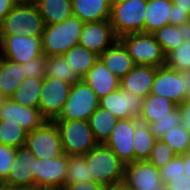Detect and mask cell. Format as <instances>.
<instances>
[{
	"label": "cell",
	"instance_id": "obj_1",
	"mask_svg": "<svg viewBox=\"0 0 190 190\" xmlns=\"http://www.w3.org/2000/svg\"><path fill=\"white\" fill-rule=\"evenodd\" d=\"M83 157L94 182L104 187L123 183L125 163L106 144H97Z\"/></svg>",
	"mask_w": 190,
	"mask_h": 190
},
{
	"label": "cell",
	"instance_id": "obj_2",
	"mask_svg": "<svg viewBox=\"0 0 190 190\" xmlns=\"http://www.w3.org/2000/svg\"><path fill=\"white\" fill-rule=\"evenodd\" d=\"M84 22L77 16L71 15L65 21L45 25L42 34V51L48 56L63 55L79 43Z\"/></svg>",
	"mask_w": 190,
	"mask_h": 190
},
{
	"label": "cell",
	"instance_id": "obj_3",
	"mask_svg": "<svg viewBox=\"0 0 190 190\" xmlns=\"http://www.w3.org/2000/svg\"><path fill=\"white\" fill-rule=\"evenodd\" d=\"M45 23L34 3H17L0 22V35L42 36Z\"/></svg>",
	"mask_w": 190,
	"mask_h": 190
},
{
	"label": "cell",
	"instance_id": "obj_4",
	"mask_svg": "<svg viewBox=\"0 0 190 190\" xmlns=\"http://www.w3.org/2000/svg\"><path fill=\"white\" fill-rule=\"evenodd\" d=\"M148 0H119L111 5L110 23L119 38L129 33L144 32Z\"/></svg>",
	"mask_w": 190,
	"mask_h": 190
},
{
	"label": "cell",
	"instance_id": "obj_5",
	"mask_svg": "<svg viewBox=\"0 0 190 190\" xmlns=\"http://www.w3.org/2000/svg\"><path fill=\"white\" fill-rule=\"evenodd\" d=\"M128 51L135 65L165 66L166 56L154 34L129 33L118 38Z\"/></svg>",
	"mask_w": 190,
	"mask_h": 190
},
{
	"label": "cell",
	"instance_id": "obj_6",
	"mask_svg": "<svg viewBox=\"0 0 190 190\" xmlns=\"http://www.w3.org/2000/svg\"><path fill=\"white\" fill-rule=\"evenodd\" d=\"M61 134L64 154L68 156H84L98 143L84 120H54Z\"/></svg>",
	"mask_w": 190,
	"mask_h": 190
},
{
	"label": "cell",
	"instance_id": "obj_7",
	"mask_svg": "<svg viewBox=\"0 0 190 190\" xmlns=\"http://www.w3.org/2000/svg\"><path fill=\"white\" fill-rule=\"evenodd\" d=\"M150 94L165 97L180 105L190 97V70L175 71L166 65L158 67Z\"/></svg>",
	"mask_w": 190,
	"mask_h": 190
},
{
	"label": "cell",
	"instance_id": "obj_8",
	"mask_svg": "<svg viewBox=\"0 0 190 190\" xmlns=\"http://www.w3.org/2000/svg\"><path fill=\"white\" fill-rule=\"evenodd\" d=\"M99 98L92 88L83 80L72 84L70 94L63 110L55 120H84L99 107Z\"/></svg>",
	"mask_w": 190,
	"mask_h": 190
},
{
	"label": "cell",
	"instance_id": "obj_9",
	"mask_svg": "<svg viewBox=\"0 0 190 190\" xmlns=\"http://www.w3.org/2000/svg\"><path fill=\"white\" fill-rule=\"evenodd\" d=\"M25 146L40 160L57 158L64 154L61 134L54 121H45L27 133Z\"/></svg>",
	"mask_w": 190,
	"mask_h": 190
},
{
	"label": "cell",
	"instance_id": "obj_10",
	"mask_svg": "<svg viewBox=\"0 0 190 190\" xmlns=\"http://www.w3.org/2000/svg\"><path fill=\"white\" fill-rule=\"evenodd\" d=\"M44 55L42 36L0 35V56L15 63H25Z\"/></svg>",
	"mask_w": 190,
	"mask_h": 190
},
{
	"label": "cell",
	"instance_id": "obj_11",
	"mask_svg": "<svg viewBox=\"0 0 190 190\" xmlns=\"http://www.w3.org/2000/svg\"><path fill=\"white\" fill-rule=\"evenodd\" d=\"M71 87V83L55 78H44L38 109L47 121H54L59 117Z\"/></svg>",
	"mask_w": 190,
	"mask_h": 190
},
{
	"label": "cell",
	"instance_id": "obj_12",
	"mask_svg": "<svg viewBox=\"0 0 190 190\" xmlns=\"http://www.w3.org/2000/svg\"><path fill=\"white\" fill-rule=\"evenodd\" d=\"M69 156L40 160L35 157V190H60L66 181Z\"/></svg>",
	"mask_w": 190,
	"mask_h": 190
},
{
	"label": "cell",
	"instance_id": "obj_13",
	"mask_svg": "<svg viewBox=\"0 0 190 190\" xmlns=\"http://www.w3.org/2000/svg\"><path fill=\"white\" fill-rule=\"evenodd\" d=\"M2 185L7 189H35V156L25 145L17 148Z\"/></svg>",
	"mask_w": 190,
	"mask_h": 190
},
{
	"label": "cell",
	"instance_id": "obj_14",
	"mask_svg": "<svg viewBox=\"0 0 190 190\" xmlns=\"http://www.w3.org/2000/svg\"><path fill=\"white\" fill-rule=\"evenodd\" d=\"M123 183L130 190H162L160 170L147 160L125 164Z\"/></svg>",
	"mask_w": 190,
	"mask_h": 190
},
{
	"label": "cell",
	"instance_id": "obj_15",
	"mask_svg": "<svg viewBox=\"0 0 190 190\" xmlns=\"http://www.w3.org/2000/svg\"><path fill=\"white\" fill-rule=\"evenodd\" d=\"M143 98L128 93L120 87L99 100V107L112 113L118 120L139 119L142 112Z\"/></svg>",
	"mask_w": 190,
	"mask_h": 190
},
{
	"label": "cell",
	"instance_id": "obj_16",
	"mask_svg": "<svg viewBox=\"0 0 190 190\" xmlns=\"http://www.w3.org/2000/svg\"><path fill=\"white\" fill-rule=\"evenodd\" d=\"M139 119L128 118L117 120L113 128L110 139L106 145L118 156L125 164L135 161L133 149V135Z\"/></svg>",
	"mask_w": 190,
	"mask_h": 190
},
{
	"label": "cell",
	"instance_id": "obj_17",
	"mask_svg": "<svg viewBox=\"0 0 190 190\" xmlns=\"http://www.w3.org/2000/svg\"><path fill=\"white\" fill-rule=\"evenodd\" d=\"M117 39L110 20L87 22L83 25L78 44L100 55Z\"/></svg>",
	"mask_w": 190,
	"mask_h": 190
},
{
	"label": "cell",
	"instance_id": "obj_18",
	"mask_svg": "<svg viewBox=\"0 0 190 190\" xmlns=\"http://www.w3.org/2000/svg\"><path fill=\"white\" fill-rule=\"evenodd\" d=\"M0 120H8L21 126L27 133L47 121L38 108L26 107L7 98L0 106Z\"/></svg>",
	"mask_w": 190,
	"mask_h": 190
},
{
	"label": "cell",
	"instance_id": "obj_19",
	"mask_svg": "<svg viewBox=\"0 0 190 190\" xmlns=\"http://www.w3.org/2000/svg\"><path fill=\"white\" fill-rule=\"evenodd\" d=\"M158 67L148 65H134V67L120 80V88L142 98L151 93Z\"/></svg>",
	"mask_w": 190,
	"mask_h": 190
},
{
	"label": "cell",
	"instance_id": "obj_20",
	"mask_svg": "<svg viewBox=\"0 0 190 190\" xmlns=\"http://www.w3.org/2000/svg\"><path fill=\"white\" fill-rule=\"evenodd\" d=\"M101 99L120 87V79L99 59L82 78Z\"/></svg>",
	"mask_w": 190,
	"mask_h": 190
},
{
	"label": "cell",
	"instance_id": "obj_21",
	"mask_svg": "<svg viewBox=\"0 0 190 190\" xmlns=\"http://www.w3.org/2000/svg\"><path fill=\"white\" fill-rule=\"evenodd\" d=\"M99 59L120 80L135 65L127 49L119 39L101 53Z\"/></svg>",
	"mask_w": 190,
	"mask_h": 190
},
{
	"label": "cell",
	"instance_id": "obj_22",
	"mask_svg": "<svg viewBox=\"0 0 190 190\" xmlns=\"http://www.w3.org/2000/svg\"><path fill=\"white\" fill-rule=\"evenodd\" d=\"M73 15L84 23L110 19L111 4L108 0H72Z\"/></svg>",
	"mask_w": 190,
	"mask_h": 190
},
{
	"label": "cell",
	"instance_id": "obj_23",
	"mask_svg": "<svg viewBox=\"0 0 190 190\" xmlns=\"http://www.w3.org/2000/svg\"><path fill=\"white\" fill-rule=\"evenodd\" d=\"M172 0H148L144 16V33L153 34L169 24Z\"/></svg>",
	"mask_w": 190,
	"mask_h": 190
},
{
	"label": "cell",
	"instance_id": "obj_24",
	"mask_svg": "<svg viewBox=\"0 0 190 190\" xmlns=\"http://www.w3.org/2000/svg\"><path fill=\"white\" fill-rule=\"evenodd\" d=\"M24 69L20 63L12 62L0 56V91L10 98L16 88L25 79Z\"/></svg>",
	"mask_w": 190,
	"mask_h": 190
},
{
	"label": "cell",
	"instance_id": "obj_25",
	"mask_svg": "<svg viewBox=\"0 0 190 190\" xmlns=\"http://www.w3.org/2000/svg\"><path fill=\"white\" fill-rule=\"evenodd\" d=\"M35 4L45 25L63 22L73 14L72 0H39Z\"/></svg>",
	"mask_w": 190,
	"mask_h": 190
},
{
	"label": "cell",
	"instance_id": "obj_26",
	"mask_svg": "<svg viewBox=\"0 0 190 190\" xmlns=\"http://www.w3.org/2000/svg\"><path fill=\"white\" fill-rule=\"evenodd\" d=\"M177 107V105L168 100L165 97L149 94L147 97L143 98L142 112L139 117V121L151 124L166 116L167 113L171 112Z\"/></svg>",
	"mask_w": 190,
	"mask_h": 190
},
{
	"label": "cell",
	"instance_id": "obj_27",
	"mask_svg": "<svg viewBox=\"0 0 190 190\" xmlns=\"http://www.w3.org/2000/svg\"><path fill=\"white\" fill-rule=\"evenodd\" d=\"M117 118L107 110L98 107L89 117L88 123L98 144H106L110 139Z\"/></svg>",
	"mask_w": 190,
	"mask_h": 190
},
{
	"label": "cell",
	"instance_id": "obj_28",
	"mask_svg": "<svg viewBox=\"0 0 190 190\" xmlns=\"http://www.w3.org/2000/svg\"><path fill=\"white\" fill-rule=\"evenodd\" d=\"M63 56L80 79H82L99 60V55L79 44L74 45L65 52Z\"/></svg>",
	"mask_w": 190,
	"mask_h": 190
},
{
	"label": "cell",
	"instance_id": "obj_29",
	"mask_svg": "<svg viewBox=\"0 0 190 190\" xmlns=\"http://www.w3.org/2000/svg\"><path fill=\"white\" fill-rule=\"evenodd\" d=\"M44 78H25L10 97L14 102L32 108H38Z\"/></svg>",
	"mask_w": 190,
	"mask_h": 190
},
{
	"label": "cell",
	"instance_id": "obj_30",
	"mask_svg": "<svg viewBox=\"0 0 190 190\" xmlns=\"http://www.w3.org/2000/svg\"><path fill=\"white\" fill-rule=\"evenodd\" d=\"M156 138L151 133L150 126L139 121L133 135L135 161L148 160Z\"/></svg>",
	"mask_w": 190,
	"mask_h": 190
},
{
	"label": "cell",
	"instance_id": "obj_31",
	"mask_svg": "<svg viewBox=\"0 0 190 190\" xmlns=\"http://www.w3.org/2000/svg\"><path fill=\"white\" fill-rule=\"evenodd\" d=\"M46 66L45 77L59 79L71 84L80 80L63 55L46 57Z\"/></svg>",
	"mask_w": 190,
	"mask_h": 190
},
{
	"label": "cell",
	"instance_id": "obj_32",
	"mask_svg": "<svg viewBox=\"0 0 190 190\" xmlns=\"http://www.w3.org/2000/svg\"><path fill=\"white\" fill-rule=\"evenodd\" d=\"M176 155H184L190 150V131L181 125L173 127L161 138Z\"/></svg>",
	"mask_w": 190,
	"mask_h": 190
},
{
	"label": "cell",
	"instance_id": "obj_33",
	"mask_svg": "<svg viewBox=\"0 0 190 190\" xmlns=\"http://www.w3.org/2000/svg\"><path fill=\"white\" fill-rule=\"evenodd\" d=\"M27 132L18 124L0 120V144L19 148L25 145Z\"/></svg>",
	"mask_w": 190,
	"mask_h": 190
},
{
	"label": "cell",
	"instance_id": "obj_34",
	"mask_svg": "<svg viewBox=\"0 0 190 190\" xmlns=\"http://www.w3.org/2000/svg\"><path fill=\"white\" fill-rule=\"evenodd\" d=\"M93 176H90L87 161L83 156H69L65 184H76L91 182Z\"/></svg>",
	"mask_w": 190,
	"mask_h": 190
},
{
	"label": "cell",
	"instance_id": "obj_35",
	"mask_svg": "<svg viewBox=\"0 0 190 190\" xmlns=\"http://www.w3.org/2000/svg\"><path fill=\"white\" fill-rule=\"evenodd\" d=\"M156 41L160 44L163 53L167 56L183 42L179 26L167 24L153 33Z\"/></svg>",
	"mask_w": 190,
	"mask_h": 190
},
{
	"label": "cell",
	"instance_id": "obj_36",
	"mask_svg": "<svg viewBox=\"0 0 190 190\" xmlns=\"http://www.w3.org/2000/svg\"><path fill=\"white\" fill-rule=\"evenodd\" d=\"M175 71L190 70V40H185L166 56V64Z\"/></svg>",
	"mask_w": 190,
	"mask_h": 190
},
{
	"label": "cell",
	"instance_id": "obj_37",
	"mask_svg": "<svg viewBox=\"0 0 190 190\" xmlns=\"http://www.w3.org/2000/svg\"><path fill=\"white\" fill-rule=\"evenodd\" d=\"M181 124V116L178 106L167 113L166 116L155 120V122L149 124L151 133L156 139H160L167 131L173 127L179 126Z\"/></svg>",
	"mask_w": 190,
	"mask_h": 190
},
{
	"label": "cell",
	"instance_id": "obj_38",
	"mask_svg": "<svg viewBox=\"0 0 190 190\" xmlns=\"http://www.w3.org/2000/svg\"><path fill=\"white\" fill-rule=\"evenodd\" d=\"M174 156H176V154L173 149L161 139H156L147 161L160 169L171 161Z\"/></svg>",
	"mask_w": 190,
	"mask_h": 190
},
{
	"label": "cell",
	"instance_id": "obj_39",
	"mask_svg": "<svg viewBox=\"0 0 190 190\" xmlns=\"http://www.w3.org/2000/svg\"><path fill=\"white\" fill-rule=\"evenodd\" d=\"M24 69L25 78H45L46 56L39 55L32 60L21 64Z\"/></svg>",
	"mask_w": 190,
	"mask_h": 190
},
{
	"label": "cell",
	"instance_id": "obj_40",
	"mask_svg": "<svg viewBox=\"0 0 190 190\" xmlns=\"http://www.w3.org/2000/svg\"><path fill=\"white\" fill-rule=\"evenodd\" d=\"M16 151L17 148L0 144V184H2L8 176Z\"/></svg>",
	"mask_w": 190,
	"mask_h": 190
},
{
	"label": "cell",
	"instance_id": "obj_41",
	"mask_svg": "<svg viewBox=\"0 0 190 190\" xmlns=\"http://www.w3.org/2000/svg\"><path fill=\"white\" fill-rule=\"evenodd\" d=\"M160 179L173 190H190V177L186 173L177 176H160Z\"/></svg>",
	"mask_w": 190,
	"mask_h": 190
},
{
	"label": "cell",
	"instance_id": "obj_42",
	"mask_svg": "<svg viewBox=\"0 0 190 190\" xmlns=\"http://www.w3.org/2000/svg\"><path fill=\"white\" fill-rule=\"evenodd\" d=\"M160 176H177L184 173L183 156L176 155L165 166L159 169Z\"/></svg>",
	"mask_w": 190,
	"mask_h": 190
},
{
	"label": "cell",
	"instance_id": "obj_43",
	"mask_svg": "<svg viewBox=\"0 0 190 190\" xmlns=\"http://www.w3.org/2000/svg\"><path fill=\"white\" fill-rule=\"evenodd\" d=\"M188 20H190V14L186 10L177 9V6L172 4L169 24L180 26Z\"/></svg>",
	"mask_w": 190,
	"mask_h": 190
},
{
	"label": "cell",
	"instance_id": "obj_44",
	"mask_svg": "<svg viewBox=\"0 0 190 190\" xmlns=\"http://www.w3.org/2000/svg\"><path fill=\"white\" fill-rule=\"evenodd\" d=\"M105 187L94 181L76 184H65L60 190H104Z\"/></svg>",
	"mask_w": 190,
	"mask_h": 190
},
{
	"label": "cell",
	"instance_id": "obj_45",
	"mask_svg": "<svg viewBox=\"0 0 190 190\" xmlns=\"http://www.w3.org/2000/svg\"><path fill=\"white\" fill-rule=\"evenodd\" d=\"M181 116V126L190 131V97L178 105Z\"/></svg>",
	"mask_w": 190,
	"mask_h": 190
},
{
	"label": "cell",
	"instance_id": "obj_46",
	"mask_svg": "<svg viewBox=\"0 0 190 190\" xmlns=\"http://www.w3.org/2000/svg\"><path fill=\"white\" fill-rule=\"evenodd\" d=\"M17 3V0H0V22Z\"/></svg>",
	"mask_w": 190,
	"mask_h": 190
},
{
	"label": "cell",
	"instance_id": "obj_47",
	"mask_svg": "<svg viewBox=\"0 0 190 190\" xmlns=\"http://www.w3.org/2000/svg\"><path fill=\"white\" fill-rule=\"evenodd\" d=\"M179 31L181 33V38L183 41L190 40V20L179 26Z\"/></svg>",
	"mask_w": 190,
	"mask_h": 190
},
{
	"label": "cell",
	"instance_id": "obj_48",
	"mask_svg": "<svg viewBox=\"0 0 190 190\" xmlns=\"http://www.w3.org/2000/svg\"><path fill=\"white\" fill-rule=\"evenodd\" d=\"M177 9L186 10L190 14V0H172Z\"/></svg>",
	"mask_w": 190,
	"mask_h": 190
},
{
	"label": "cell",
	"instance_id": "obj_49",
	"mask_svg": "<svg viewBox=\"0 0 190 190\" xmlns=\"http://www.w3.org/2000/svg\"><path fill=\"white\" fill-rule=\"evenodd\" d=\"M182 156L184 162V173L190 177V150Z\"/></svg>",
	"mask_w": 190,
	"mask_h": 190
},
{
	"label": "cell",
	"instance_id": "obj_50",
	"mask_svg": "<svg viewBox=\"0 0 190 190\" xmlns=\"http://www.w3.org/2000/svg\"><path fill=\"white\" fill-rule=\"evenodd\" d=\"M104 190H130L124 183L105 187Z\"/></svg>",
	"mask_w": 190,
	"mask_h": 190
},
{
	"label": "cell",
	"instance_id": "obj_51",
	"mask_svg": "<svg viewBox=\"0 0 190 190\" xmlns=\"http://www.w3.org/2000/svg\"><path fill=\"white\" fill-rule=\"evenodd\" d=\"M39 0H17L18 3H37Z\"/></svg>",
	"mask_w": 190,
	"mask_h": 190
},
{
	"label": "cell",
	"instance_id": "obj_52",
	"mask_svg": "<svg viewBox=\"0 0 190 190\" xmlns=\"http://www.w3.org/2000/svg\"><path fill=\"white\" fill-rule=\"evenodd\" d=\"M7 99L5 95L0 91V106L3 104V102Z\"/></svg>",
	"mask_w": 190,
	"mask_h": 190
},
{
	"label": "cell",
	"instance_id": "obj_53",
	"mask_svg": "<svg viewBox=\"0 0 190 190\" xmlns=\"http://www.w3.org/2000/svg\"><path fill=\"white\" fill-rule=\"evenodd\" d=\"M162 190H173L170 186H168L167 184H164Z\"/></svg>",
	"mask_w": 190,
	"mask_h": 190
},
{
	"label": "cell",
	"instance_id": "obj_54",
	"mask_svg": "<svg viewBox=\"0 0 190 190\" xmlns=\"http://www.w3.org/2000/svg\"><path fill=\"white\" fill-rule=\"evenodd\" d=\"M119 0H108V2L112 5V4H114V3H116V2H118Z\"/></svg>",
	"mask_w": 190,
	"mask_h": 190
},
{
	"label": "cell",
	"instance_id": "obj_55",
	"mask_svg": "<svg viewBox=\"0 0 190 190\" xmlns=\"http://www.w3.org/2000/svg\"><path fill=\"white\" fill-rule=\"evenodd\" d=\"M6 190H35V189H7Z\"/></svg>",
	"mask_w": 190,
	"mask_h": 190
},
{
	"label": "cell",
	"instance_id": "obj_56",
	"mask_svg": "<svg viewBox=\"0 0 190 190\" xmlns=\"http://www.w3.org/2000/svg\"><path fill=\"white\" fill-rule=\"evenodd\" d=\"M0 190H6V188L2 184H0Z\"/></svg>",
	"mask_w": 190,
	"mask_h": 190
}]
</instances>
